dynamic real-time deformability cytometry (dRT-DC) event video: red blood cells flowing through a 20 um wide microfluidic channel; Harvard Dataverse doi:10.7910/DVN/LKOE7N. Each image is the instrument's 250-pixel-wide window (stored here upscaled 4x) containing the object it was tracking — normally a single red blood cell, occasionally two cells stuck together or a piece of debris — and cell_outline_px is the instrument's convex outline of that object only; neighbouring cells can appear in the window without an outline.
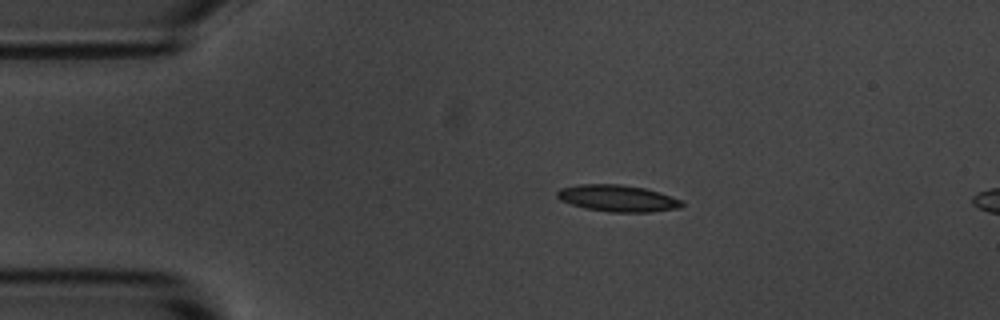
{"species": "common noctule bat (a hibernating species)", "species_latin": "Nyctalus noctula", "temperature_condition": "room temperature", "stored_images_in_passage": 5, "camera_frame_rate_fps": 3000, "um_per_image_px": 0.085, "animal": {"sex": "male", "body_mass_g": 20.1, "forearm_length_mm": 53.5}, "frame": {"image": 1, "passage_image": 3, "time_ms": 2.333, "image_size_px": [1000, 320], "cell_outline_px": [[684, 204], [680, 208], [652, 212], [612, 212], [584, 208], [560, 200], [556, 196], [556, 192], [560, 188], [576, 184], [620, 184], [644, 188], [660, 192], [684, 200]], "centroid_in_image_um": [52.52, 16.85], "position_along_channel_um": 32.5, "area_um2": 19.59}}